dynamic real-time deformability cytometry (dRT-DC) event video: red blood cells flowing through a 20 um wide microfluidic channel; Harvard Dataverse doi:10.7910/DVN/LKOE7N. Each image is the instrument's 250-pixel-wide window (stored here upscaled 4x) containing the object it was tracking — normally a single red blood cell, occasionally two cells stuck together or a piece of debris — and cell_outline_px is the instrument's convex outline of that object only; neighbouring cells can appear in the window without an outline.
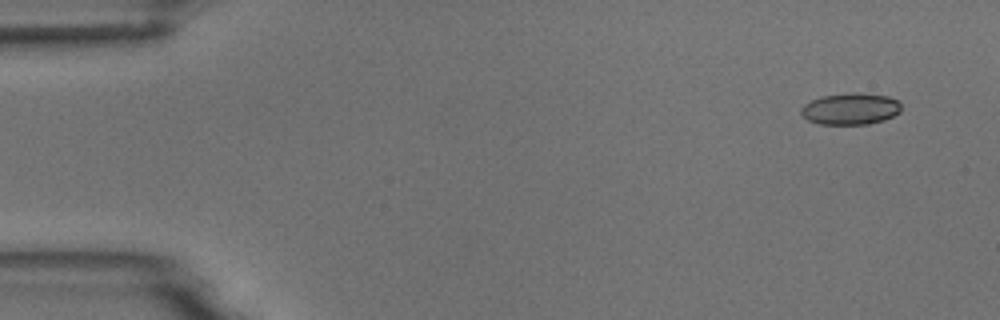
{"species": "common noctule bat (a hibernating species)", "species_latin": "Nyctalus noctula", "temperature_condition": "room temperature", "stored_images_in_passage": 8, "camera_frame_rate_fps": 3000, "um_per_image_px": 0.085, "animal": {"sex": "male", "body_mass_g": 18.8}, "frame": {"image": 1, "passage_image": 1, "time_ms": 0.0, "image_size_px": [1000, 320], "cell_outline_px": [[900, 112], [884, 120], [868, 124], [820, 124], [808, 120], [800, 112], [800, 108], [804, 104], [812, 100], [824, 96], [852, 92], [888, 96], [896, 100], [900, 104]], "centroid_in_image_um": [72.28, 9.25], "position_along_channel_um": 12.7, "area_um2": 18.26}}
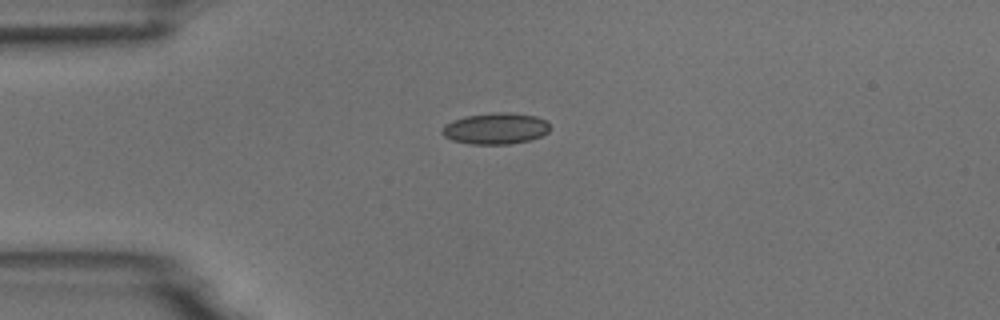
{"frame": {"image": 2, "passage_image": 4, "time_ms": 3.333, "image_size_px": [1000, 320], "cell_outline_px": [[548, 132], [540, 136], [528, 140], [508, 144], [472, 144], [452, 140], [444, 136], [440, 132], [440, 128], [444, 124], [452, 120], [464, 116], [492, 112], [508, 112], [536, 116], [548, 120]], "centroid_in_image_um": [42.08, 10.91], "position_along_channel_um": 42.9, "area_um2": 19.83}}